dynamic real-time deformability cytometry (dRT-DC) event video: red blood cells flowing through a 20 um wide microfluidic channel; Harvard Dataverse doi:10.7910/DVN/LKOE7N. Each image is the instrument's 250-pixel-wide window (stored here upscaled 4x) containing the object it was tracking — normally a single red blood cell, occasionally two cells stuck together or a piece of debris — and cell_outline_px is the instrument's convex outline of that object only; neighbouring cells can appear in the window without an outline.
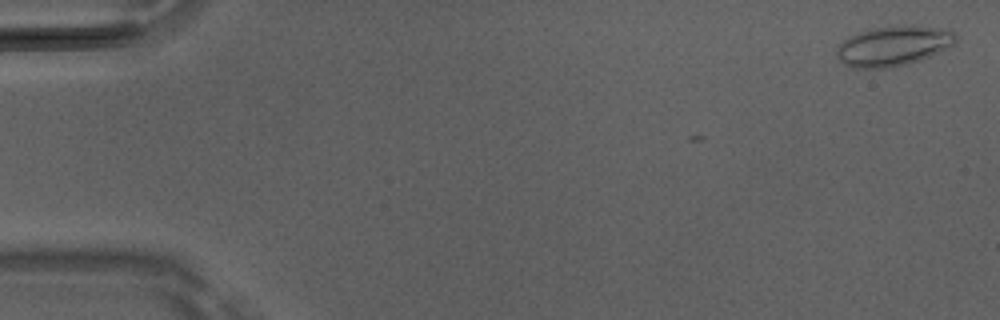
{"species": "Egyptian fruit bat (a non-hibernating species)", "species_latin": "Rousettus aegyptiacus", "temperature_condition": "room temperature", "stored_images_in_passage": 10, "camera_frame_rate_fps": 3000, "um_per_image_px": 0.085, "animal": {"sex": "male"}, "frame": {"image": 1, "passage_image": 2, "time_ms": 0.333, "image_size_px": [1000, 320], "cell_outline_px": [[956, 44], [928, 56], [908, 64], [888, 68], [852, 68], [844, 64], [836, 56], [836, 48], [848, 36], [872, 28], [904, 24], [912, 24], [948, 28], [956, 32]], "centroid_in_image_um": [75.96, 3.87], "position_along_channel_um": 9.0, "area_um2": 28.21}}